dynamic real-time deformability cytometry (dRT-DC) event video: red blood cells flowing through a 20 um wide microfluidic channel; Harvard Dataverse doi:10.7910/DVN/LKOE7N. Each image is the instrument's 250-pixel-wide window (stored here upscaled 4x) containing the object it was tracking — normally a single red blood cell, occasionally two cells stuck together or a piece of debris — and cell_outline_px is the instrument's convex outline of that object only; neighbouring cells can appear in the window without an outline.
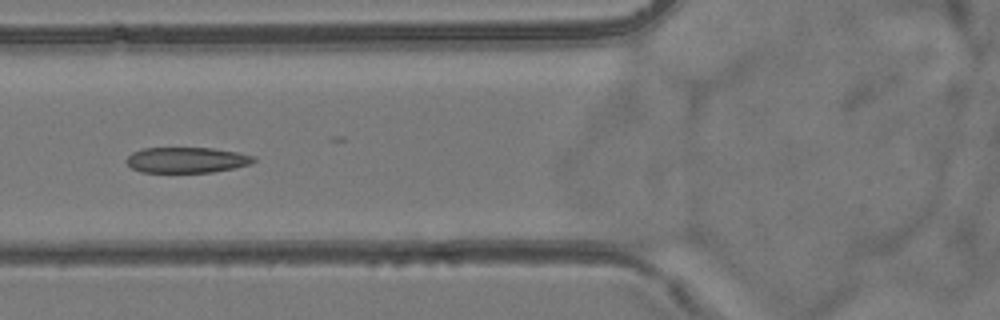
{"species": "common noctule bat (a hibernating species)", "species_latin": "Nyctalus noctula", "temperature_condition": "room temperature", "stored_images_in_passage": 54, "camera_frame_rate_fps": 3000, "um_per_image_px": 0.085, "animal": {"sex": "female", "body_mass_g": 24.6, "forearm_length_mm": 56.2}, "frame": {"image": 1, "passage_image": 21, "time_ms": 6.667, "image_size_px": [1000, 320], "cell_outline_px": [[256, 160], [248, 164], [236, 168], [212, 172], [140, 172], [132, 168], [124, 160], [132, 152], [144, 148], [212, 148], [240, 152], [256, 156]], "centroid_in_image_um": [15.88, 13.59], "position_along_channel_um": 109.9, "area_um2": 19.13}}
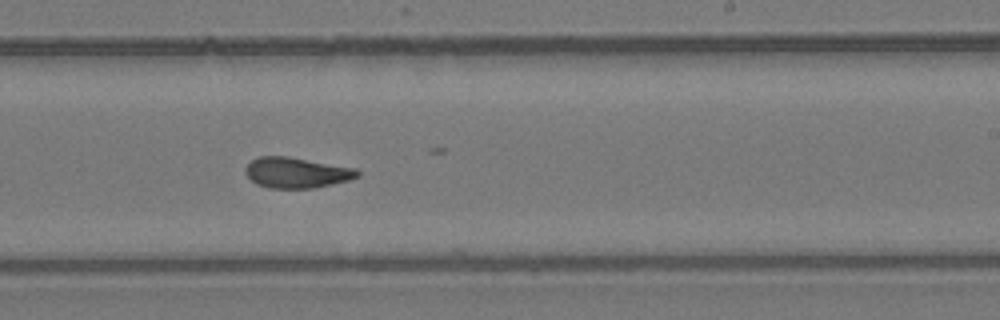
{"frame": {"image": 2, "passage_image": 33, "time_ms": 10.667, "image_size_px": [1000, 320], "cell_outline_px": [[360, 176], [348, 180], [332, 184], [312, 188], [268, 188], [256, 184], [244, 172], [244, 168], [252, 160], [260, 156], [288, 156], [356, 168], [360, 172]], "centroid_in_image_um": [25.2, 14.67], "position_along_channel_um": 263.8, "area_um2": 20.0}}
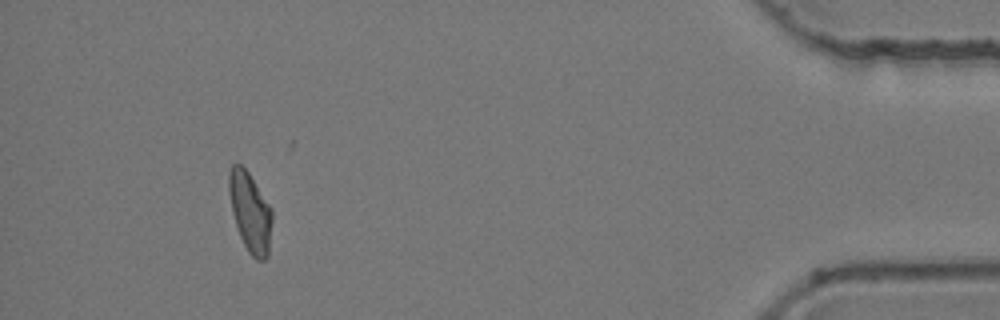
{"frame": {"image": 3, "passage_image": 50, "time_ms": 16.333, "image_size_px": [1000, 320], "cell_outline_px": [[272, 220], [268, 256], [264, 260], [256, 260], [248, 252], [240, 236], [232, 212], [228, 192], [228, 172], [232, 164], [240, 164], [248, 172], [272, 208]], "centroid_in_image_um": [21.26, 18.02], "position_along_channel_um": 413.9, "area_um2": 20.06}, "authors_computed_cell_mechanics": {"area_um2": 20.23, "velocity_mm_per_s": 3.8526, "shape_relaxation_time_tau1_ms": null, "shape_relaxation_time_tau2_ms": 1.5895, "deformation_change_tau1": null, "deformation_change_tau2": 0.0705}}